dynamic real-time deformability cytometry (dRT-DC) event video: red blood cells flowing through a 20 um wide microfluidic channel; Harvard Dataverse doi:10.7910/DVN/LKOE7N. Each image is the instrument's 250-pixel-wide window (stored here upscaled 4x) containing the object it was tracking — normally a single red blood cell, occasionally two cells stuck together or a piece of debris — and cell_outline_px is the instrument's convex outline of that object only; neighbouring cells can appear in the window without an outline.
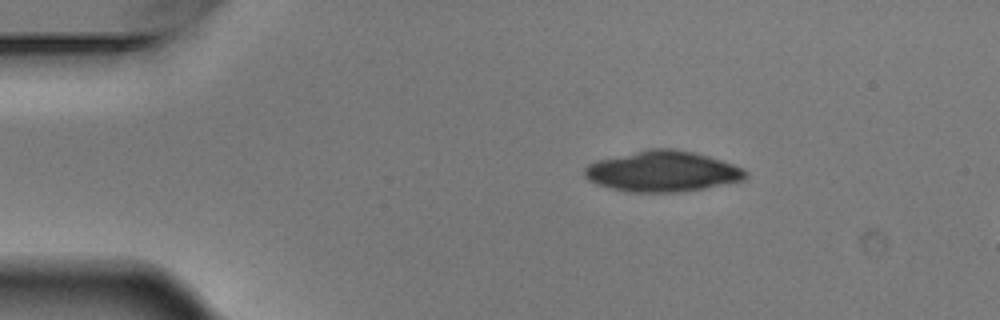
{"species": "Egyptian fruit bat (a non-hibernating species)", "species_latin": "Rousettus aegyptiacus", "temperature_condition": "warm", "stored_images_in_passage": 3, "camera_frame_rate_fps": 3000, "um_per_image_px": 0.085, "animal": {"sex": "male"}, "frame": {"image": 1, "passage_image": 1, "time_ms": 0.0, "image_size_px": [1000, 320], "cell_outline_px": [[748, 176], [744, 180], [704, 188], [676, 192], [632, 192], [608, 188], [596, 184], [588, 180], [584, 176], [584, 168], [588, 164], [596, 160], [648, 148], [672, 148], [692, 152], [708, 156], [744, 168], [748, 172]], "centroid_in_image_um": [56.28, 14.56], "position_along_channel_um": 28.7, "area_um2": 38.32}}